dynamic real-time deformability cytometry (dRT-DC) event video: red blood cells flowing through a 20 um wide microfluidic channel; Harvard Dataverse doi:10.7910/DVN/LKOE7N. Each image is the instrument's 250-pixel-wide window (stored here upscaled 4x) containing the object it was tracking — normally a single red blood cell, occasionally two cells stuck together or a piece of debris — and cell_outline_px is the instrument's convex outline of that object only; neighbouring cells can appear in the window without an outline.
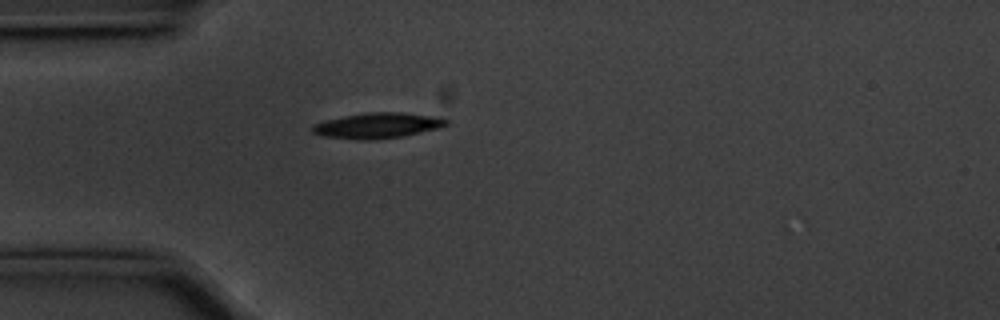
{"species": "common noctule bat (a hibernating species)", "species_latin": "Nyctalus noctula", "temperature_condition": "cold", "stored_images_in_passage": 43, "camera_frame_rate_fps": 3000, "um_per_image_px": 0.085, "animal": {"sex": "male", "body_mass_g": 20.1, "forearm_length_mm": 53.5}, "frame": {"image": 1, "passage_image": 2, "time_ms": 0.333, "image_size_px": [1000, 320], "cell_outline_px": [[448, 124], [436, 128], [400, 136], [372, 140], [360, 140], [324, 136], [312, 132], [312, 124], [344, 116], [364, 112], [404, 112], [440, 116], [448, 120]], "centroid_in_image_um": [32.1, 10.65], "position_along_channel_um": 52.9, "area_um2": 19.77}}
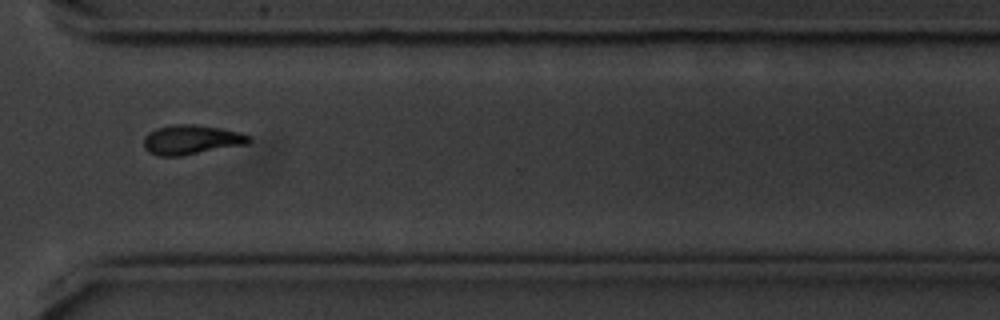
{"frame": {"image": 2, "passage_image": 28, "time_ms": 9.0, "image_size_px": [1000, 320], "cell_outline_px": [[252, 140], [248, 144], [180, 156], [156, 156], [148, 152], [144, 148], [144, 136], [148, 132], [156, 128], [172, 124], [196, 124], [220, 128], [240, 132], [252, 136]], "centroid_in_image_um": [16.26, 11.87], "position_along_channel_um": 354.3, "area_um2": 18.38}}
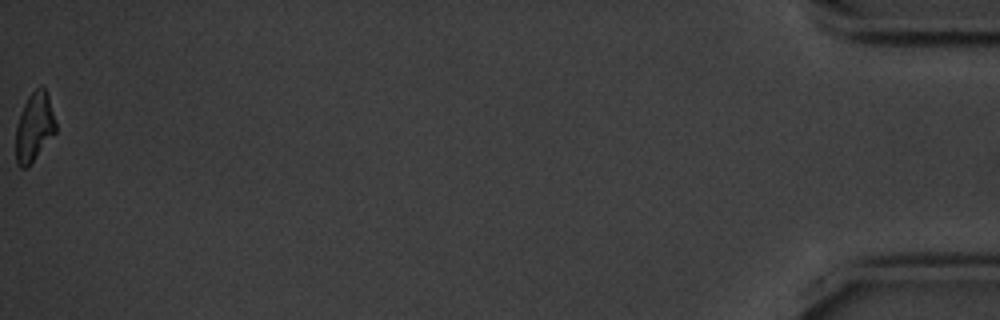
{"frame": {"image": 3, "passage_image": 43, "time_ms": 14.0, "image_size_px": [1000, 320], "cell_outline_px": [[56, 132], [28, 168], [20, 168], [16, 164], [16, 124], [24, 104], [28, 96], [40, 84], [44, 84], [48, 92], [56, 120]], "centroid_in_image_um": [2.93, 10.77], "position_along_channel_um": 432.3, "area_um2": 16.47}, "authors_computed_cell_mechanics": {"area_um2": 18.1492, "velocity_mm_per_s": 3.5526, "shape_relaxation_time_tau1_ms": 2.5806, "shape_relaxation_time_tau2_ms": null, "deformation_change_tau1": 0.124, "deformation_change_tau2": null}}